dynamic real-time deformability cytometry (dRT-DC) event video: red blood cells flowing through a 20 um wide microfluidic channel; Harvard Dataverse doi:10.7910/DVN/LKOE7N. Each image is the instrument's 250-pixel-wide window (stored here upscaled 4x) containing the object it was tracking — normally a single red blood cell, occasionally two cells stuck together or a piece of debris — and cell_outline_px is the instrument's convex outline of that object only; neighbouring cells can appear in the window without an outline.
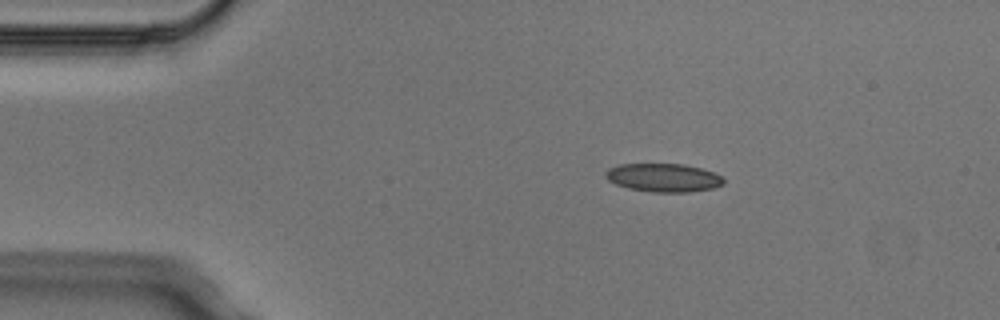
{"species": "Egyptian fruit bat (a non-hibernating species)", "species_latin": "Rousettus aegyptiacus", "temperature_condition": "cold", "stored_images_in_passage": 5, "camera_frame_rate_fps": 3000, "um_per_image_px": 0.085, "animal": {"sex": "male"}, "frame": {"image": 1, "passage_image": 2, "time_ms": 0.333, "image_size_px": [1000, 320], "cell_outline_px": [[724, 184], [712, 188], [688, 192], [652, 192], [628, 188], [616, 184], [608, 180], [604, 176], [604, 172], [608, 168], [620, 164], [684, 164], [700, 168], [712, 172], [720, 176], [724, 180]], "centroid_in_image_um": [56.35, 15.1], "position_along_channel_um": 28.6, "area_um2": 19.48}}
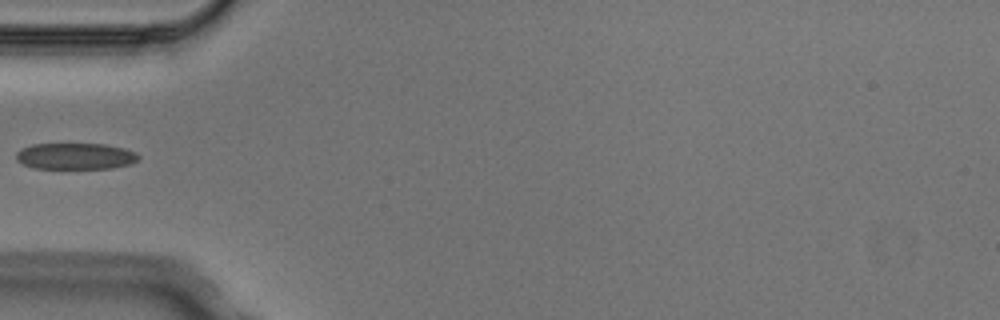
{"frame": {"image": 2, "passage_image": 4, "time_ms": 1.0, "image_size_px": [1000, 320], "cell_outline_px": [[140, 156], [132, 164], [112, 168], [32, 168], [16, 160], [16, 152], [20, 148], [32, 144], [104, 144], [124, 148], [136, 152]], "centroid_in_image_um": [6.4, 13.27], "position_along_channel_um": 78.6, "area_um2": 18.84}}
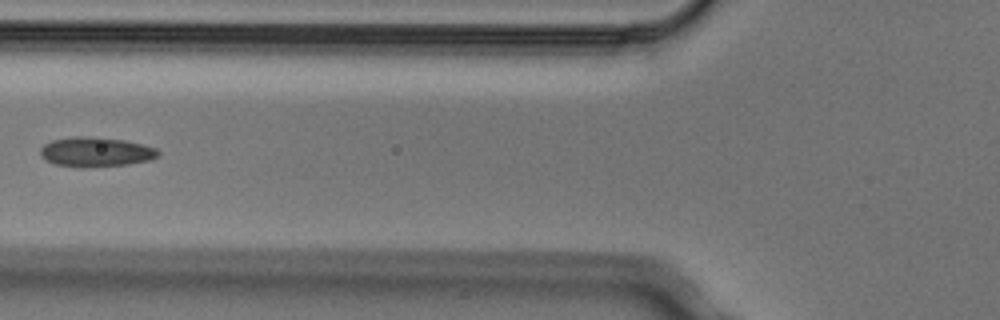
{"frame": {"image": 3, "passage_image": 5, "time_ms": 1.333, "image_size_px": [1000, 320], "cell_outline_px": [[160, 156], [148, 160], [128, 164], [84, 168], [80, 168], [56, 164], [40, 156], [40, 148], [44, 144], [52, 140], [76, 136], [84, 136], [124, 140], [156, 148], [160, 152]], "centroid_in_image_um": [8.13, 12.92], "position_along_channel_um": 117.7, "area_um2": 20.29}}